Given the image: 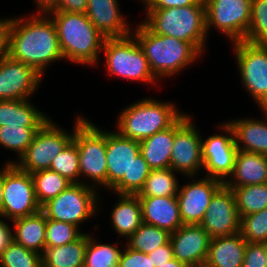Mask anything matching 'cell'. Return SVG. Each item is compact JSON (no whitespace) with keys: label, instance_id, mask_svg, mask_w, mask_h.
I'll use <instances>...</instances> for the list:
<instances>
[{"label":"cell","instance_id":"obj_1","mask_svg":"<svg viewBox=\"0 0 267 267\" xmlns=\"http://www.w3.org/2000/svg\"><path fill=\"white\" fill-rule=\"evenodd\" d=\"M9 57L32 66L42 76L52 62L64 59L52 18L36 13L26 18L15 16L10 29Z\"/></svg>","mask_w":267,"mask_h":267},{"label":"cell","instance_id":"obj_2","mask_svg":"<svg viewBox=\"0 0 267 267\" xmlns=\"http://www.w3.org/2000/svg\"><path fill=\"white\" fill-rule=\"evenodd\" d=\"M63 58L68 61L96 65L106 37L94 26L86 13L52 11Z\"/></svg>","mask_w":267,"mask_h":267},{"label":"cell","instance_id":"obj_3","mask_svg":"<svg viewBox=\"0 0 267 267\" xmlns=\"http://www.w3.org/2000/svg\"><path fill=\"white\" fill-rule=\"evenodd\" d=\"M131 34L138 42L148 60L150 70L158 80L175 76L202 55L189 42L153 33L143 21L132 30Z\"/></svg>","mask_w":267,"mask_h":267},{"label":"cell","instance_id":"obj_4","mask_svg":"<svg viewBox=\"0 0 267 267\" xmlns=\"http://www.w3.org/2000/svg\"><path fill=\"white\" fill-rule=\"evenodd\" d=\"M143 22L153 33L191 43L201 54L207 43L205 5L145 9Z\"/></svg>","mask_w":267,"mask_h":267},{"label":"cell","instance_id":"obj_5","mask_svg":"<svg viewBox=\"0 0 267 267\" xmlns=\"http://www.w3.org/2000/svg\"><path fill=\"white\" fill-rule=\"evenodd\" d=\"M184 113L170 102L152 98L139 100L124 108L118 115V132L141 141L171 127Z\"/></svg>","mask_w":267,"mask_h":267},{"label":"cell","instance_id":"obj_6","mask_svg":"<svg viewBox=\"0 0 267 267\" xmlns=\"http://www.w3.org/2000/svg\"><path fill=\"white\" fill-rule=\"evenodd\" d=\"M102 52L105 54L107 74L149 84L159 81L150 70L148 60L132 34L106 38Z\"/></svg>","mask_w":267,"mask_h":267},{"label":"cell","instance_id":"obj_7","mask_svg":"<svg viewBox=\"0 0 267 267\" xmlns=\"http://www.w3.org/2000/svg\"><path fill=\"white\" fill-rule=\"evenodd\" d=\"M84 119L78 115L70 133L49 119L36 131L26 152L19 160H15L14 164L30 174L50 169L54 157L73 141L75 128Z\"/></svg>","mask_w":267,"mask_h":267},{"label":"cell","instance_id":"obj_8","mask_svg":"<svg viewBox=\"0 0 267 267\" xmlns=\"http://www.w3.org/2000/svg\"><path fill=\"white\" fill-rule=\"evenodd\" d=\"M73 142L78 148L81 178H87L94 188L107 189V131L85 118L76 128ZM91 179V180H90Z\"/></svg>","mask_w":267,"mask_h":267},{"label":"cell","instance_id":"obj_9","mask_svg":"<svg viewBox=\"0 0 267 267\" xmlns=\"http://www.w3.org/2000/svg\"><path fill=\"white\" fill-rule=\"evenodd\" d=\"M90 184L71 183L63 192L41 206L47 219L80 226L96 215L98 192Z\"/></svg>","mask_w":267,"mask_h":267},{"label":"cell","instance_id":"obj_10","mask_svg":"<svg viewBox=\"0 0 267 267\" xmlns=\"http://www.w3.org/2000/svg\"><path fill=\"white\" fill-rule=\"evenodd\" d=\"M40 210L32 175L21 170L14 161L7 162L3 167V202L0 218L12 221L33 215Z\"/></svg>","mask_w":267,"mask_h":267},{"label":"cell","instance_id":"obj_11","mask_svg":"<svg viewBox=\"0 0 267 267\" xmlns=\"http://www.w3.org/2000/svg\"><path fill=\"white\" fill-rule=\"evenodd\" d=\"M232 44L242 86L260 109H267V45L244 40Z\"/></svg>","mask_w":267,"mask_h":267},{"label":"cell","instance_id":"obj_12","mask_svg":"<svg viewBox=\"0 0 267 267\" xmlns=\"http://www.w3.org/2000/svg\"><path fill=\"white\" fill-rule=\"evenodd\" d=\"M252 0H204L206 32L213 28L231 43L245 41L250 28Z\"/></svg>","mask_w":267,"mask_h":267},{"label":"cell","instance_id":"obj_13","mask_svg":"<svg viewBox=\"0 0 267 267\" xmlns=\"http://www.w3.org/2000/svg\"><path fill=\"white\" fill-rule=\"evenodd\" d=\"M140 153L139 141L126 138L118 131H107V189L114 194L131 195V167ZM116 192V193H115Z\"/></svg>","mask_w":267,"mask_h":267},{"label":"cell","instance_id":"obj_14","mask_svg":"<svg viewBox=\"0 0 267 267\" xmlns=\"http://www.w3.org/2000/svg\"><path fill=\"white\" fill-rule=\"evenodd\" d=\"M192 120L191 116L184 113L174 123L173 148L170 158V168L190 179L203 169L202 137Z\"/></svg>","mask_w":267,"mask_h":267},{"label":"cell","instance_id":"obj_15","mask_svg":"<svg viewBox=\"0 0 267 267\" xmlns=\"http://www.w3.org/2000/svg\"><path fill=\"white\" fill-rule=\"evenodd\" d=\"M224 134H214L206 140L202 138V160L206 177L222 181L232 174L238 148L235 143L233 128L225 122L219 125ZM227 134V135H226Z\"/></svg>","mask_w":267,"mask_h":267},{"label":"cell","instance_id":"obj_16","mask_svg":"<svg viewBox=\"0 0 267 267\" xmlns=\"http://www.w3.org/2000/svg\"><path fill=\"white\" fill-rule=\"evenodd\" d=\"M240 222L234 192L223 185L211 199L200 225L212 239L239 233Z\"/></svg>","mask_w":267,"mask_h":267},{"label":"cell","instance_id":"obj_17","mask_svg":"<svg viewBox=\"0 0 267 267\" xmlns=\"http://www.w3.org/2000/svg\"><path fill=\"white\" fill-rule=\"evenodd\" d=\"M42 75L32 66L11 59L0 60V100H26L33 96Z\"/></svg>","mask_w":267,"mask_h":267},{"label":"cell","instance_id":"obj_18","mask_svg":"<svg viewBox=\"0 0 267 267\" xmlns=\"http://www.w3.org/2000/svg\"><path fill=\"white\" fill-rule=\"evenodd\" d=\"M223 185L222 181L205 176L179 186L176 196L183 224H200L211 199Z\"/></svg>","mask_w":267,"mask_h":267},{"label":"cell","instance_id":"obj_19","mask_svg":"<svg viewBox=\"0 0 267 267\" xmlns=\"http://www.w3.org/2000/svg\"><path fill=\"white\" fill-rule=\"evenodd\" d=\"M210 240L200 224H183L170 236L173 257L189 267L205 265Z\"/></svg>","mask_w":267,"mask_h":267},{"label":"cell","instance_id":"obj_20","mask_svg":"<svg viewBox=\"0 0 267 267\" xmlns=\"http://www.w3.org/2000/svg\"><path fill=\"white\" fill-rule=\"evenodd\" d=\"M118 2V0H87L85 13L106 38L124 37L132 33Z\"/></svg>","mask_w":267,"mask_h":267},{"label":"cell","instance_id":"obj_21","mask_svg":"<svg viewBox=\"0 0 267 267\" xmlns=\"http://www.w3.org/2000/svg\"><path fill=\"white\" fill-rule=\"evenodd\" d=\"M142 207V222L175 232L183 225L177 196L138 197Z\"/></svg>","mask_w":267,"mask_h":267},{"label":"cell","instance_id":"obj_22","mask_svg":"<svg viewBox=\"0 0 267 267\" xmlns=\"http://www.w3.org/2000/svg\"><path fill=\"white\" fill-rule=\"evenodd\" d=\"M267 183V156L238 150L232 174L224 182L227 187Z\"/></svg>","mask_w":267,"mask_h":267},{"label":"cell","instance_id":"obj_23","mask_svg":"<svg viewBox=\"0 0 267 267\" xmlns=\"http://www.w3.org/2000/svg\"><path fill=\"white\" fill-rule=\"evenodd\" d=\"M265 120L240 118L227 121L233 128L238 150L267 156V109H260Z\"/></svg>","mask_w":267,"mask_h":267},{"label":"cell","instance_id":"obj_24","mask_svg":"<svg viewBox=\"0 0 267 267\" xmlns=\"http://www.w3.org/2000/svg\"><path fill=\"white\" fill-rule=\"evenodd\" d=\"M247 241L241 233L210 240L207 267H242Z\"/></svg>","mask_w":267,"mask_h":267},{"label":"cell","instance_id":"obj_25","mask_svg":"<svg viewBox=\"0 0 267 267\" xmlns=\"http://www.w3.org/2000/svg\"><path fill=\"white\" fill-rule=\"evenodd\" d=\"M12 222L14 241L29 250L42 254L46 247L47 218L45 214L40 210L33 215L14 219Z\"/></svg>","mask_w":267,"mask_h":267},{"label":"cell","instance_id":"obj_26","mask_svg":"<svg viewBox=\"0 0 267 267\" xmlns=\"http://www.w3.org/2000/svg\"><path fill=\"white\" fill-rule=\"evenodd\" d=\"M119 200L113 206L110 221L119 236L129 238L142 222V207L137 195L116 194Z\"/></svg>","mask_w":267,"mask_h":267},{"label":"cell","instance_id":"obj_27","mask_svg":"<svg viewBox=\"0 0 267 267\" xmlns=\"http://www.w3.org/2000/svg\"><path fill=\"white\" fill-rule=\"evenodd\" d=\"M29 101V99L0 100V127L6 125L41 127L50 119Z\"/></svg>","mask_w":267,"mask_h":267},{"label":"cell","instance_id":"obj_28","mask_svg":"<svg viewBox=\"0 0 267 267\" xmlns=\"http://www.w3.org/2000/svg\"><path fill=\"white\" fill-rule=\"evenodd\" d=\"M173 139L174 124L166 130L139 141L140 153L151 169L170 167Z\"/></svg>","mask_w":267,"mask_h":267},{"label":"cell","instance_id":"obj_29","mask_svg":"<svg viewBox=\"0 0 267 267\" xmlns=\"http://www.w3.org/2000/svg\"><path fill=\"white\" fill-rule=\"evenodd\" d=\"M88 234L60 247H45L42 253L43 267H84Z\"/></svg>","mask_w":267,"mask_h":267},{"label":"cell","instance_id":"obj_30","mask_svg":"<svg viewBox=\"0 0 267 267\" xmlns=\"http://www.w3.org/2000/svg\"><path fill=\"white\" fill-rule=\"evenodd\" d=\"M175 173L177 174L170 167L165 169H152L137 196H176L178 194L179 183Z\"/></svg>","mask_w":267,"mask_h":267},{"label":"cell","instance_id":"obj_31","mask_svg":"<svg viewBox=\"0 0 267 267\" xmlns=\"http://www.w3.org/2000/svg\"><path fill=\"white\" fill-rule=\"evenodd\" d=\"M229 188L234 192L240 218L267 208V183Z\"/></svg>","mask_w":267,"mask_h":267},{"label":"cell","instance_id":"obj_32","mask_svg":"<svg viewBox=\"0 0 267 267\" xmlns=\"http://www.w3.org/2000/svg\"><path fill=\"white\" fill-rule=\"evenodd\" d=\"M34 182L35 196L40 206L63 192L71 182L50 169L31 174Z\"/></svg>","mask_w":267,"mask_h":267},{"label":"cell","instance_id":"obj_33","mask_svg":"<svg viewBox=\"0 0 267 267\" xmlns=\"http://www.w3.org/2000/svg\"><path fill=\"white\" fill-rule=\"evenodd\" d=\"M171 233L154 225L142 223L126 240V245L136 251L149 254L170 241Z\"/></svg>","mask_w":267,"mask_h":267},{"label":"cell","instance_id":"obj_34","mask_svg":"<svg viewBox=\"0 0 267 267\" xmlns=\"http://www.w3.org/2000/svg\"><path fill=\"white\" fill-rule=\"evenodd\" d=\"M121 252L117 243L113 245L98 243L88 234L84 267H118Z\"/></svg>","mask_w":267,"mask_h":267},{"label":"cell","instance_id":"obj_35","mask_svg":"<svg viewBox=\"0 0 267 267\" xmlns=\"http://www.w3.org/2000/svg\"><path fill=\"white\" fill-rule=\"evenodd\" d=\"M40 127L6 125L0 127V146L16 152L18 160L24 155Z\"/></svg>","mask_w":267,"mask_h":267},{"label":"cell","instance_id":"obj_36","mask_svg":"<svg viewBox=\"0 0 267 267\" xmlns=\"http://www.w3.org/2000/svg\"><path fill=\"white\" fill-rule=\"evenodd\" d=\"M50 170L59 173L71 183L89 184L91 182L80 180V169L78 161V148L72 141L65 150L57 154L50 166Z\"/></svg>","mask_w":267,"mask_h":267},{"label":"cell","instance_id":"obj_37","mask_svg":"<svg viewBox=\"0 0 267 267\" xmlns=\"http://www.w3.org/2000/svg\"><path fill=\"white\" fill-rule=\"evenodd\" d=\"M0 267H43L42 254L13 240L0 257Z\"/></svg>","mask_w":267,"mask_h":267},{"label":"cell","instance_id":"obj_38","mask_svg":"<svg viewBox=\"0 0 267 267\" xmlns=\"http://www.w3.org/2000/svg\"><path fill=\"white\" fill-rule=\"evenodd\" d=\"M245 41L267 45V0H252L250 28Z\"/></svg>","mask_w":267,"mask_h":267},{"label":"cell","instance_id":"obj_39","mask_svg":"<svg viewBox=\"0 0 267 267\" xmlns=\"http://www.w3.org/2000/svg\"><path fill=\"white\" fill-rule=\"evenodd\" d=\"M74 224L47 219L46 247H60L78 239L83 232Z\"/></svg>","mask_w":267,"mask_h":267},{"label":"cell","instance_id":"obj_40","mask_svg":"<svg viewBox=\"0 0 267 267\" xmlns=\"http://www.w3.org/2000/svg\"><path fill=\"white\" fill-rule=\"evenodd\" d=\"M240 233L247 242L267 243V208L241 217Z\"/></svg>","mask_w":267,"mask_h":267},{"label":"cell","instance_id":"obj_41","mask_svg":"<svg viewBox=\"0 0 267 267\" xmlns=\"http://www.w3.org/2000/svg\"><path fill=\"white\" fill-rule=\"evenodd\" d=\"M151 170L141 153L133 159L131 167V195L139 193Z\"/></svg>","mask_w":267,"mask_h":267},{"label":"cell","instance_id":"obj_42","mask_svg":"<svg viewBox=\"0 0 267 267\" xmlns=\"http://www.w3.org/2000/svg\"><path fill=\"white\" fill-rule=\"evenodd\" d=\"M242 267H267V243L247 242Z\"/></svg>","mask_w":267,"mask_h":267},{"label":"cell","instance_id":"obj_43","mask_svg":"<svg viewBox=\"0 0 267 267\" xmlns=\"http://www.w3.org/2000/svg\"><path fill=\"white\" fill-rule=\"evenodd\" d=\"M121 252L118 267H155L148 254L133 250L127 245Z\"/></svg>","mask_w":267,"mask_h":267},{"label":"cell","instance_id":"obj_44","mask_svg":"<svg viewBox=\"0 0 267 267\" xmlns=\"http://www.w3.org/2000/svg\"><path fill=\"white\" fill-rule=\"evenodd\" d=\"M143 4L145 9H168L190 5H205L204 0H147Z\"/></svg>","mask_w":267,"mask_h":267},{"label":"cell","instance_id":"obj_45","mask_svg":"<svg viewBox=\"0 0 267 267\" xmlns=\"http://www.w3.org/2000/svg\"><path fill=\"white\" fill-rule=\"evenodd\" d=\"M13 18L0 19V60L9 56V38Z\"/></svg>","mask_w":267,"mask_h":267},{"label":"cell","instance_id":"obj_46","mask_svg":"<svg viewBox=\"0 0 267 267\" xmlns=\"http://www.w3.org/2000/svg\"><path fill=\"white\" fill-rule=\"evenodd\" d=\"M149 257H151L152 264L155 267H158L159 265L167 262L168 260H171L173 258V247L171 242L157 247L153 251H151L149 254Z\"/></svg>","mask_w":267,"mask_h":267},{"label":"cell","instance_id":"obj_47","mask_svg":"<svg viewBox=\"0 0 267 267\" xmlns=\"http://www.w3.org/2000/svg\"><path fill=\"white\" fill-rule=\"evenodd\" d=\"M87 0H59L58 8L55 11L85 13Z\"/></svg>","mask_w":267,"mask_h":267},{"label":"cell","instance_id":"obj_48","mask_svg":"<svg viewBox=\"0 0 267 267\" xmlns=\"http://www.w3.org/2000/svg\"><path fill=\"white\" fill-rule=\"evenodd\" d=\"M13 240V230L11 226L0 218V257Z\"/></svg>","mask_w":267,"mask_h":267},{"label":"cell","instance_id":"obj_49","mask_svg":"<svg viewBox=\"0 0 267 267\" xmlns=\"http://www.w3.org/2000/svg\"><path fill=\"white\" fill-rule=\"evenodd\" d=\"M59 0H35L38 11L36 14H48L58 8Z\"/></svg>","mask_w":267,"mask_h":267},{"label":"cell","instance_id":"obj_50","mask_svg":"<svg viewBox=\"0 0 267 267\" xmlns=\"http://www.w3.org/2000/svg\"><path fill=\"white\" fill-rule=\"evenodd\" d=\"M158 267H189L187 264L178 261L174 257L171 260L159 265Z\"/></svg>","mask_w":267,"mask_h":267},{"label":"cell","instance_id":"obj_51","mask_svg":"<svg viewBox=\"0 0 267 267\" xmlns=\"http://www.w3.org/2000/svg\"><path fill=\"white\" fill-rule=\"evenodd\" d=\"M2 202H3V168L0 169V214L2 211Z\"/></svg>","mask_w":267,"mask_h":267}]
</instances>
